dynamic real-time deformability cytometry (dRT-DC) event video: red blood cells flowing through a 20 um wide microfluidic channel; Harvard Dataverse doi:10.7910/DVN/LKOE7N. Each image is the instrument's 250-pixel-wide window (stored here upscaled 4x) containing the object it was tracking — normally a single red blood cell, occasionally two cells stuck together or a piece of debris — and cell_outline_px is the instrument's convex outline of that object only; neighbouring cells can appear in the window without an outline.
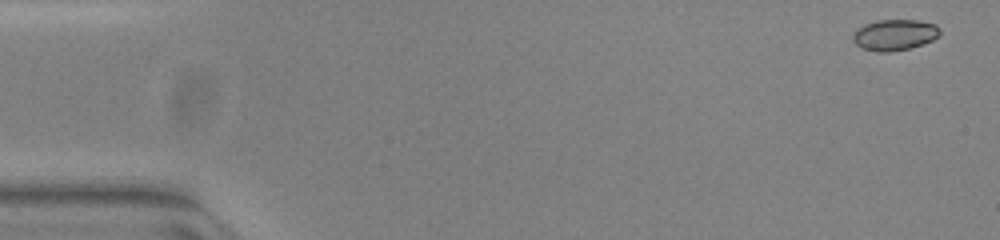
{"species": "common noctule bat (a hibernating species)", "species_latin": "Nyctalus noctula", "temperature_condition": "warm", "stored_images_in_passage": 12, "camera_frame_rate_fps": 3000, "um_per_image_px": 0.085, "animal": {"sex": "female", "body_mass_g": 23.0, "forearm_length_mm": 53.4}, "frame": {"image": 1, "passage_image": 1, "time_ms": 0.0, "image_size_px": [1000, 240], "cell_outline_px": [[940, 36], [932, 40], [908, 48], [888, 52], [876, 52], [860, 48], [852, 40], [852, 32], [864, 24], [876, 20], [916, 20], [936, 24], [940, 28]], "centroid_in_image_um": [76.0, 2.96], "position_along_channel_um": 9.0, "area_um2": 15.84}}